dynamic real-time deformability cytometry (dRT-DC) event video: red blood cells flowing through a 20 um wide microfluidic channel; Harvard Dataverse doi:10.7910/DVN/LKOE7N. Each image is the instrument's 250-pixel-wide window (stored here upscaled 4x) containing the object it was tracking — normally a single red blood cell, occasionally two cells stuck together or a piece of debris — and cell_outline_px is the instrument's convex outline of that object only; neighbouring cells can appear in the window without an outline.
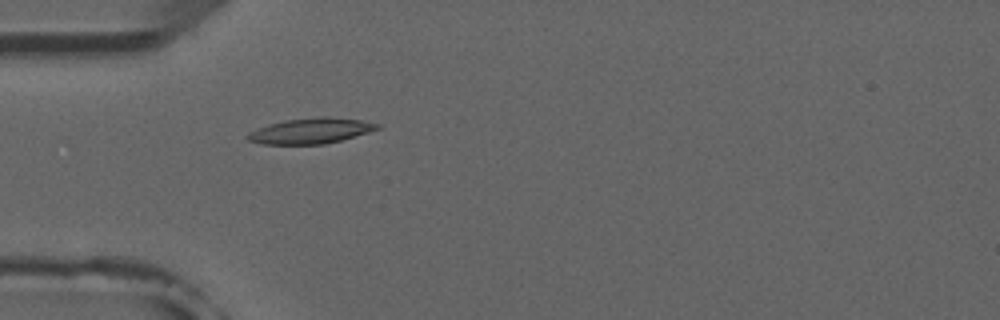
{"species": "common noctule bat (a hibernating species)", "species_latin": "Nyctalus noctula", "temperature_condition": "room temperature", "stored_images_in_passage": 3, "camera_frame_rate_fps": 3000, "um_per_image_px": 0.085, "animal": {"sex": "male", "forearm_length_mm": 52.5}, "frame": {"image": 1, "passage_image": 3, "time_ms": 2.333, "image_size_px": [1000, 320], "cell_outline_px": [[380, 128], [368, 132], [340, 140], [324, 144], [260, 144], [248, 140], [244, 136], [248, 132], [284, 120], [320, 116], [328, 116], [360, 120], [380, 124]], "centroid_in_image_um": [26.4, 11.12], "position_along_channel_um": 58.6, "area_um2": 19.13}}